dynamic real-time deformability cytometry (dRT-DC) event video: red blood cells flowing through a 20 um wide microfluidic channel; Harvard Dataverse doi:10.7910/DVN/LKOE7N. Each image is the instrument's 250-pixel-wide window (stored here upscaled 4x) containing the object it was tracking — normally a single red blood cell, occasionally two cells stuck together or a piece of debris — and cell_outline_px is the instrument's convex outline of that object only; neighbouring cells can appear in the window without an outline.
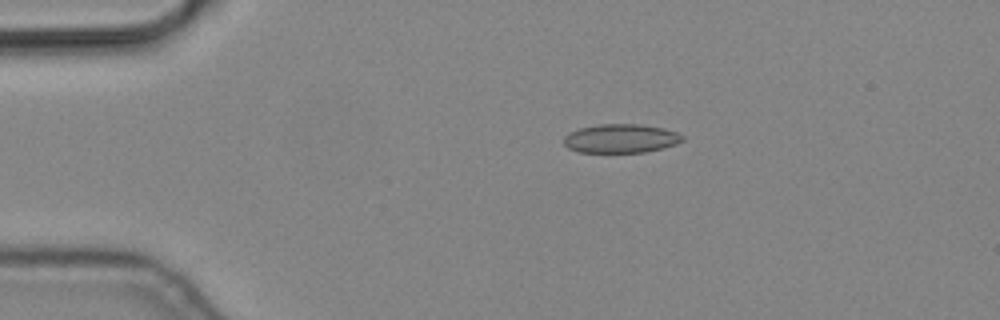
{"species": "common noctule bat (a hibernating species)", "species_latin": "Nyctalus noctula", "temperature_condition": "cold", "stored_images_in_passage": 4, "camera_frame_rate_fps": 3000, "um_per_image_px": 0.085, "animal": {"sex": "male", "body_mass_g": 19.2, "forearm_length_mm": 51.8}, "frame": {"image": 1, "passage_image": 1, "time_ms": 0.0, "image_size_px": [1000, 320], "cell_outline_px": [[684, 140], [676, 144], [664, 148], [644, 152], [580, 152], [568, 148], [564, 144], [564, 136], [580, 128], [600, 124], [640, 124], [664, 128], [676, 132], [684, 136]], "centroid_in_image_um": [52.8, 11.77], "position_along_channel_um": 32.2, "area_um2": 19.88}}
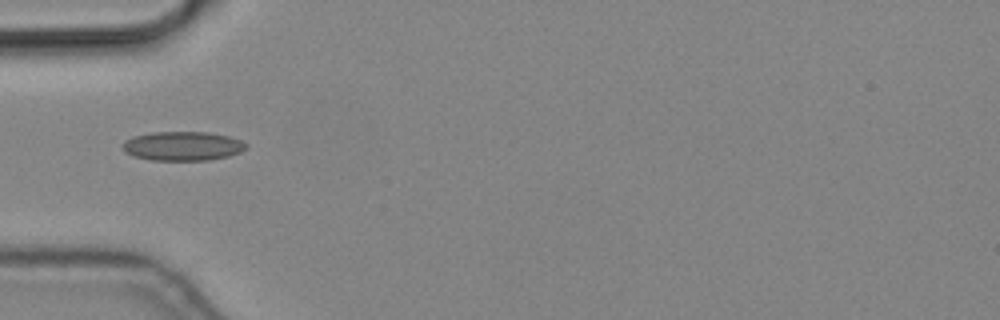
{"frame": {"image": 2, "passage_image": 3, "time_ms": 0.667, "image_size_px": [1000, 320], "cell_outline_px": [[248, 148], [240, 152], [228, 156], [208, 160], [152, 160], [132, 156], [124, 152], [124, 140], [132, 136], [152, 132], [208, 132], [228, 136], [240, 140], [248, 144]], "centroid_in_image_um": [15.53, 12.41], "position_along_channel_um": 69.5, "area_um2": 21.04}}
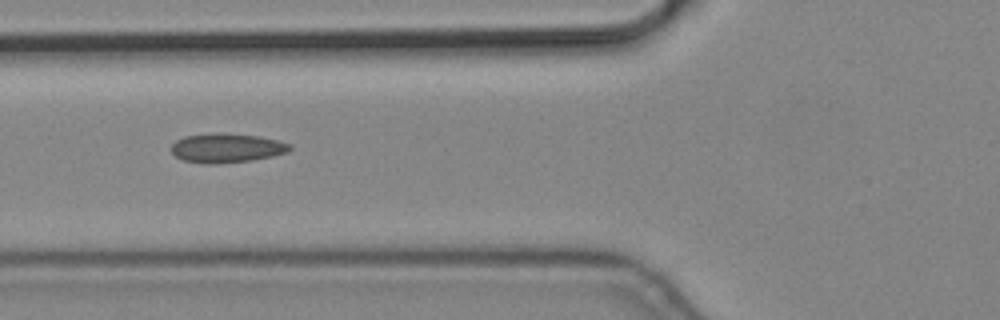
{"frame": {"image": 3, "passage_image": 4, "time_ms": 1.0, "image_size_px": [1000, 320], "cell_outline_px": [[292, 148], [288, 152], [272, 156], [252, 160], [216, 164], [208, 164], [184, 160], [176, 156], [172, 152], [172, 144], [176, 140], [184, 136], [220, 132], [256, 136], [276, 140], [292, 144]], "centroid_in_image_um": [19.27, 12.58], "position_along_channel_um": 106.5, "area_um2": 20.11}}